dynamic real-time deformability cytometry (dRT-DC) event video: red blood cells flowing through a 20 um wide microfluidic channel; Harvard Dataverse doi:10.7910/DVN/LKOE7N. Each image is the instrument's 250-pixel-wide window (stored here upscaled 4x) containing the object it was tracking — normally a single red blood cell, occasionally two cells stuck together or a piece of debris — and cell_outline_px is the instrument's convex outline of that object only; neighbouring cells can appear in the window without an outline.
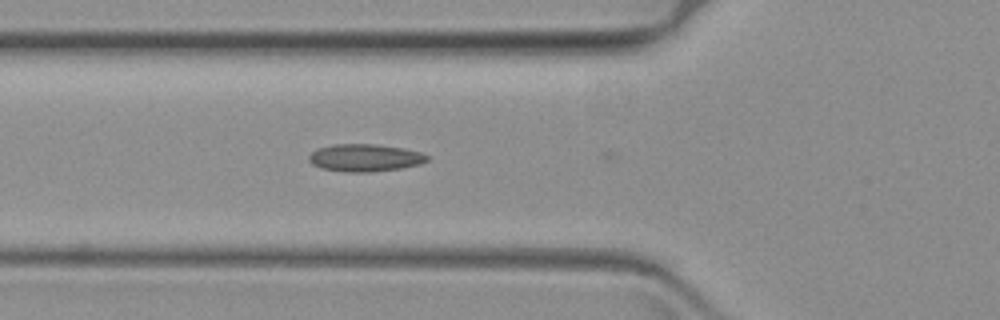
{"species": "common noctule bat (a hibernating species)", "species_latin": "Nyctalus noctula", "temperature_condition": "warm", "stored_images_in_passage": 39, "camera_frame_rate_fps": 3000, "um_per_image_px": 0.085, "animal": {"sex": "female", "body_mass_g": 19.3, "forearm_length_mm": 54.1}, "frame": {"image": 1, "passage_image": 3, "time_ms": 0.667, "image_size_px": [1000, 320], "cell_outline_px": [[428, 160], [420, 164], [400, 168], [368, 172], [344, 172], [320, 168], [312, 164], [308, 160], [308, 156], [312, 152], [320, 148], [336, 144], [376, 144], [404, 148], [420, 152], [428, 156]], "centroid_in_image_um": [31.01, 13.41], "position_along_channel_um": 94.8, "area_um2": 18.84}}
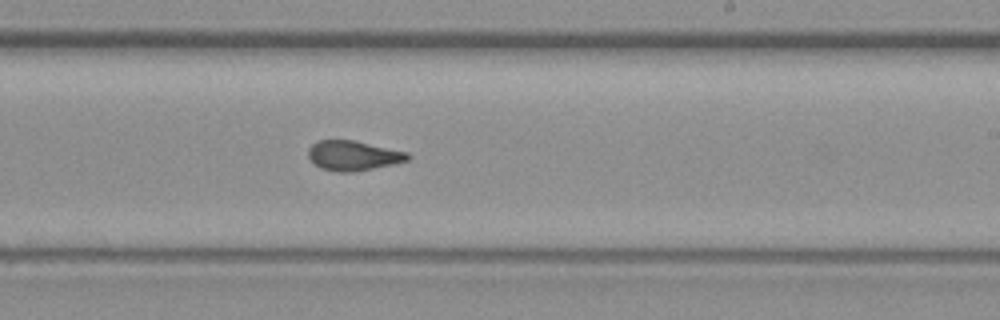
{"frame": {"image": 2, "passage_image": 18, "time_ms": 5.667, "image_size_px": [1000, 320], "cell_outline_px": [[412, 156], [408, 160], [392, 164], [356, 172], [336, 172], [320, 168], [312, 164], [308, 156], [308, 148], [316, 140], [352, 140], [408, 152]], "centroid_in_image_um": [29.98, 13.23], "position_along_channel_um": 259.0, "area_um2": 17.46}}
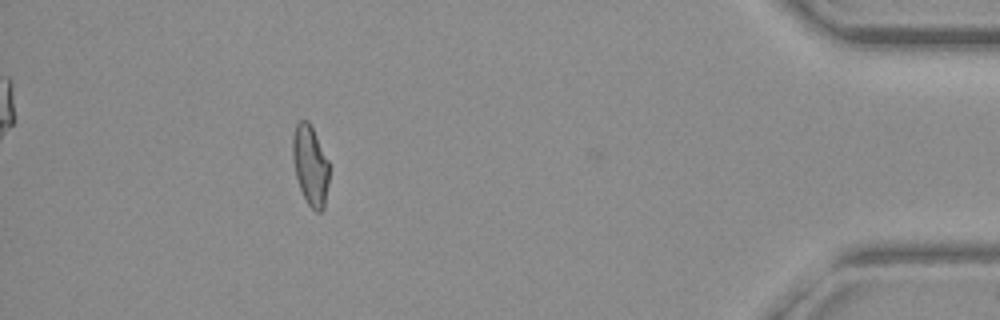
{"frame": {"image": 3, "passage_image": 37, "time_ms": 12.0, "image_size_px": [1000, 320], "cell_outline_px": [[328, 184], [324, 208], [320, 212], [316, 212], [308, 204], [300, 188], [296, 176], [292, 160], [292, 136], [296, 124], [300, 120], [308, 120], [328, 160]], "centroid_in_image_um": [26.36, 14.05], "position_along_channel_um": 408.8, "area_um2": 16.88}}